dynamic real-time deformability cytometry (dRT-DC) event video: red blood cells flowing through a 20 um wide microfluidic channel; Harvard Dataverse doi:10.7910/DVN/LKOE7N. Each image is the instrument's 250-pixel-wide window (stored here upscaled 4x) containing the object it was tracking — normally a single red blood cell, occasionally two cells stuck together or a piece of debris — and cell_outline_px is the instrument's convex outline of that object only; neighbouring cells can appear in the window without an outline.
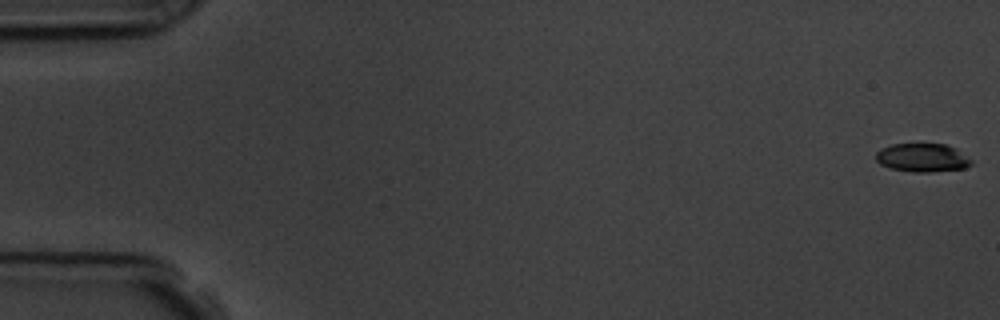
{"species": "common noctule bat (a hibernating species)", "species_latin": "Nyctalus noctula", "temperature_condition": "room temperature", "stored_images_in_passage": 58, "camera_frame_rate_fps": 3000, "um_per_image_px": 0.085, "animal": {"sex": "male", "body_mass_g": 19.5, "forearm_length_mm": 54.6}, "frame": {"image": 1, "passage_image": 1, "time_ms": 0.0, "image_size_px": [1000, 320], "cell_outline_px": [[972, 164], [964, 168], [928, 172], [912, 172], [892, 168], [880, 164], [876, 160], [876, 152], [880, 148], [892, 144], [944, 144], [956, 148], [972, 160]], "centroid_in_image_um": [78.39, 13.4], "position_along_channel_um": 6.6, "area_um2": 15.78}}
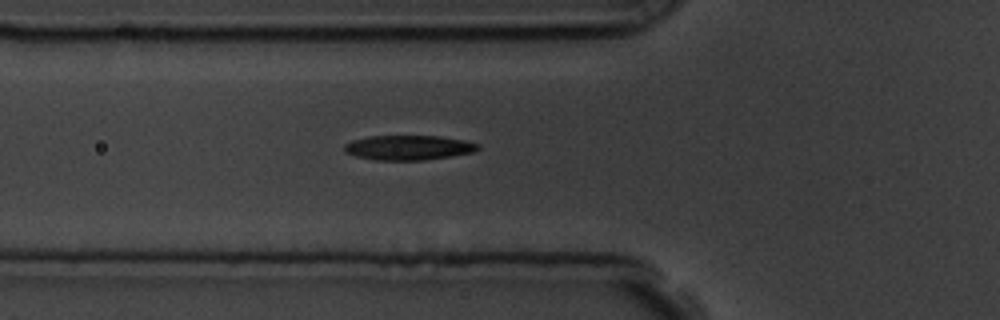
{"frame": {"image": 2, "passage_image": 21, "time_ms": 6.667, "image_size_px": [1000, 320], "cell_outline_px": [[480, 148], [472, 152], [452, 156], [424, 160], [376, 160], [356, 156], [344, 152], [344, 144], [352, 140], [368, 136], [440, 136], [464, 140], [480, 144]], "centroid_in_image_um": [34.71, 12.54], "position_along_channel_um": 91.1, "area_um2": 19.31}}
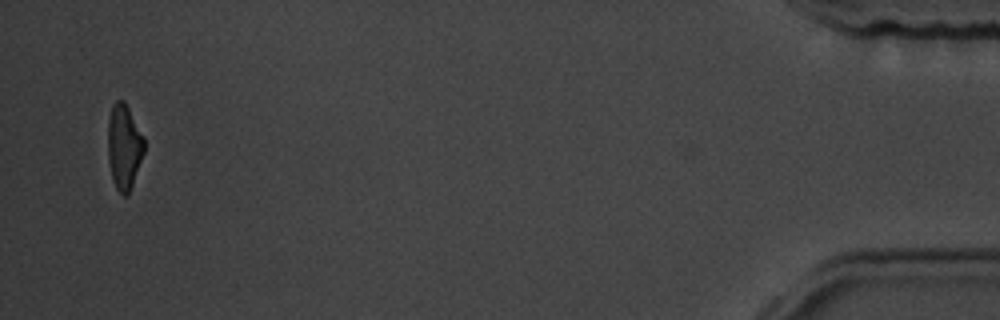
{"frame": {"image": 3, "passage_image": 56, "time_ms": 18.333, "image_size_px": [1000, 320], "cell_outline_px": [[144, 152], [128, 196], [124, 196], [116, 188], [112, 180], [108, 160], [108, 120], [112, 104], [116, 100], [124, 100], [144, 136]], "centroid_in_image_um": [10.54, 12.46], "position_along_channel_um": 424.7, "area_um2": 18.09}, "authors_computed_cell_mechanics": {"area_um2": 19.1029, "velocity_mm_per_s": 3.5937, "shape_relaxation_time_tau1_ms": 3.6339, "shape_relaxation_time_tau2_ms": 2.3134, "deformation_change_tau1": 0.1516, "deformation_change_tau2": 0.0892}}